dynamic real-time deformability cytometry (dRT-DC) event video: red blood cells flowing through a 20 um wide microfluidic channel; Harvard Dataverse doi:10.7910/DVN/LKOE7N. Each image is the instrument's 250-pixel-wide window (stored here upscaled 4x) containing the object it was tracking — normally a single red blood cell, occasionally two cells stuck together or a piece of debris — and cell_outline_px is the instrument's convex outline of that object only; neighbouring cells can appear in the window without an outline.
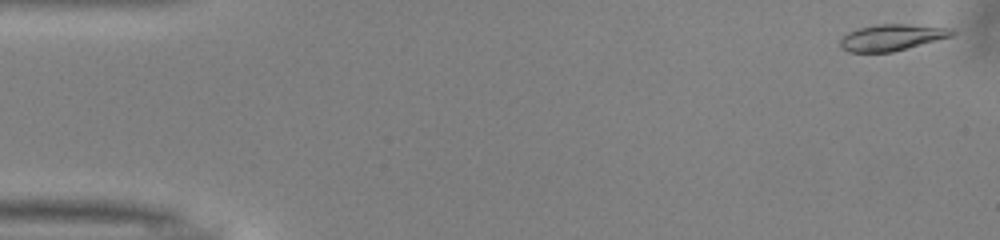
{"species": "common noctule bat (a hibernating species)", "species_latin": "Nyctalus noctula", "temperature_condition": "warm", "stored_images_in_passage": 42, "camera_frame_rate_fps": 3000, "um_per_image_px": 0.085, "animal": {"sex": "male", "body_mass_g": 13.0, "forearm_length_mm": 53.1}, "frame": {"image": 1, "passage_image": 2, "time_ms": 0.333, "image_size_px": [1000, 240], "cell_outline_px": [[956, 32], [952, 36], [892, 52], [848, 52], [840, 48], [840, 40], [848, 32], [860, 28], [876, 24], [904, 24], [952, 28]], "centroid_in_image_um": [75.79, 3.18], "position_along_channel_um": 9.2, "area_um2": 17.05}}
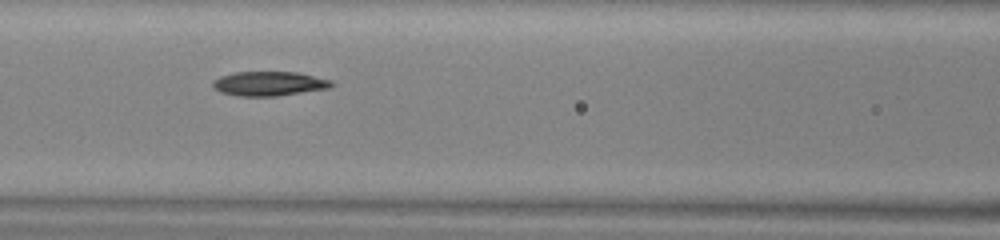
{"frame": {"image": 2, "passage_image": 22, "time_ms": 7.0, "image_size_px": [1000, 240], "cell_outline_px": [[332, 84], [328, 88], [276, 96], [240, 96], [220, 92], [212, 84], [212, 80], [220, 76], [236, 72], [296, 72], [332, 80]], "centroid_in_image_um": [22.84, 7.1], "position_along_channel_um": 143.8, "area_um2": 16.65}}
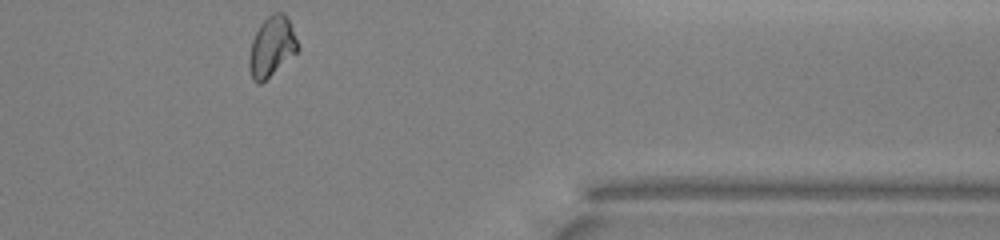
{"frame": {"image": 3, "passage_image": 42, "time_ms": 13.667, "image_size_px": [1000, 240], "cell_outline_px": [[300, 48], [296, 52], [260, 84], [256, 84], [252, 80], [248, 68], [248, 56], [252, 40], [260, 24], [268, 16], [276, 12], [284, 12], [292, 28]], "centroid_in_image_um": [23.06, 3.98], "position_along_channel_um": 388.3, "area_um2": 16.82}, "authors_computed_cell_mechanics": {"area_um2": 16.9065, "velocity_mm_per_s": 4.016, "shape_relaxation_time_tau1_ms": 10.0185, "shape_relaxation_time_tau2_ms": null, "deformation_change_tau1": 0.2146, "deformation_change_tau2": null}}